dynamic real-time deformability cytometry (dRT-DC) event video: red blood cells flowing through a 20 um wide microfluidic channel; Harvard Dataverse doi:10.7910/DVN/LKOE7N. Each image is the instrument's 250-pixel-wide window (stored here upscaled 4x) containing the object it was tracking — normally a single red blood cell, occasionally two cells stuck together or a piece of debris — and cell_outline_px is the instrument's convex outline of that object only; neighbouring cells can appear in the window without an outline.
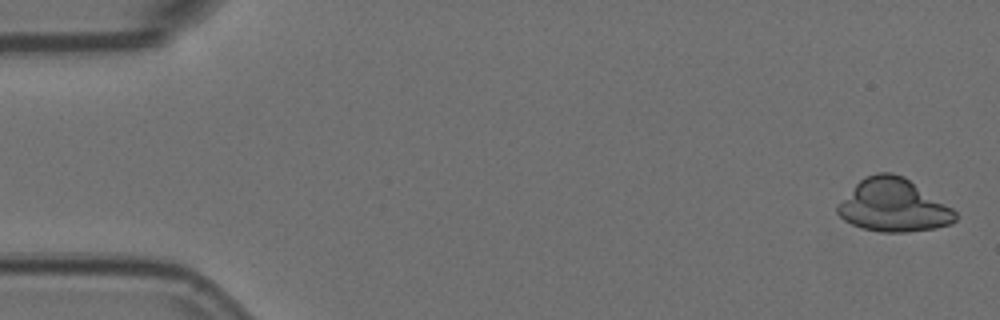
{"species": "Egyptian fruit bat (a non-hibernating species)", "species_latin": "Rousettus aegyptiacus", "temperature_condition": "room temperature", "stored_images_in_passage": 5, "camera_frame_rate_fps": 3000, "um_per_image_px": 0.085, "animal": {"sex": "female"}, "frame": {"image": 1, "passage_image": 1, "time_ms": 0.0, "image_size_px": [1000, 320], "cell_outline_px": [[956, 220], [952, 224], [936, 228], [908, 232], [880, 232], [864, 228], [852, 224], [844, 220], [836, 212], [836, 204], [864, 176], [876, 172], [892, 172], [904, 176], [952, 208], [956, 212]], "centroid_in_image_um": [75.92, 17.46], "position_along_channel_um": 9.1, "area_um2": 36.36}}